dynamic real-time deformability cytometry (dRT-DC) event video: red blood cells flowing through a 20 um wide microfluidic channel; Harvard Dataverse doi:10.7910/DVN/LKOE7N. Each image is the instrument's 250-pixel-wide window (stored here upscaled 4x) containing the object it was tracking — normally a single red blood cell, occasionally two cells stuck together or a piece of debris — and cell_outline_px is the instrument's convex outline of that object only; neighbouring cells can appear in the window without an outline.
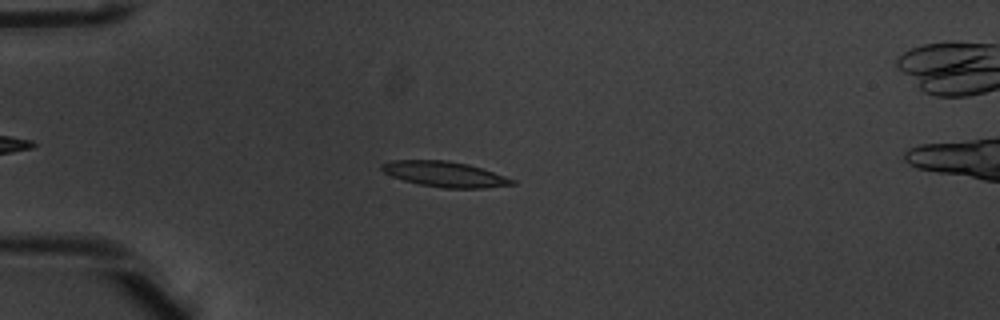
{"species": "common noctule bat (a hibernating species)", "species_latin": "Nyctalus noctula", "temperature_condition": "warm", "stored_images_in_passage": 8, "camera_frame_rate_fps": 3000, "um_per_image_px": 0.085, "animal": {"sex": "male", "body_mass_g": 20.1, "forearm_length_mm": 53.5}, "frame": {"image": 1, "passage_image": 5, "time_ms": 1.333, "image_size_px": [1000, 320], "cell_outline_px": [[516, 184], [484, 188], [444, 188], [420, 184], [404, 180], [392, 176], [384, 172], [380, 168], [380, 164], [392, 160], [448, 160], [468, 164], [516, 180]], "centroid_in_image_um": [37.79, 14.8], "position_along_channel_um": 47.2, "area_um2": 19.19}}